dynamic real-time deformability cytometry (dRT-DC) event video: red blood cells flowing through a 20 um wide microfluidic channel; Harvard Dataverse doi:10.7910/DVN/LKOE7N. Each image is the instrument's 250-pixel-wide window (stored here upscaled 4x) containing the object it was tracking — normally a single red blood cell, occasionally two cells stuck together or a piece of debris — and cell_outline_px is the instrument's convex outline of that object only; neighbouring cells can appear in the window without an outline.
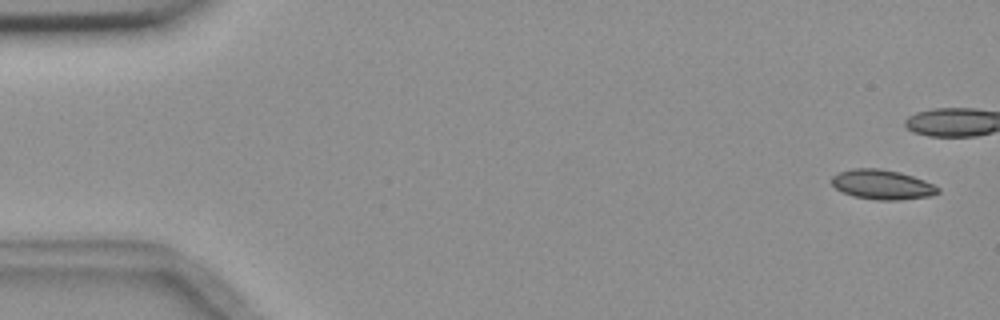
{"species": "common noctule bat (a hibernating species)", "species_latin": "Nyctalus noctula", "temperature_condition": "room temperature", "stored_images_in_passage": 11, "camera_frame_rate_fps": 3000, "um_per_image_px": 0.085, "animal": {"sex": "female", "body_mass_g": 18.4}, "frame": {"image": 1, "passage_image": 1, "time_ms": 0.0, "image_size_px": [1000, 320], "cell_outline_px": [[940, 192], [932, 196], [900, 200], [876, 200], [852, 196], [836, 188], [832, 184], [832, 176], [840, 172], [852, 168], [880, 168], [900, 172], [924, 180], [940, 188]], "centroid_in_image_um": [75.0, 15.69], "position_along_channel_um": 10.0, "area_um2": 18.44}}
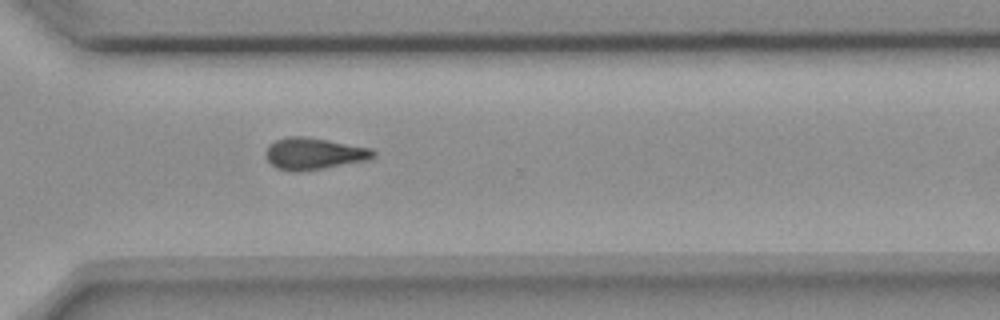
{"frame": {"image": 2, "passage_image": 11, "time_ms": 13.667, "image_size_px": [1000, 320], "cell_outline_px": [[376, 156], [368, 160], [324, 168], [276, 168], [268, 160], [264, 152], [268, 144], [276, 140], [288, 136], [304, 136], [328, 140], [372, 148], [376, 152]], "centroid_in_image_um": [26.73, 13.0], "position_along_channel_um": 343.9, "area_um2": 19.31}}